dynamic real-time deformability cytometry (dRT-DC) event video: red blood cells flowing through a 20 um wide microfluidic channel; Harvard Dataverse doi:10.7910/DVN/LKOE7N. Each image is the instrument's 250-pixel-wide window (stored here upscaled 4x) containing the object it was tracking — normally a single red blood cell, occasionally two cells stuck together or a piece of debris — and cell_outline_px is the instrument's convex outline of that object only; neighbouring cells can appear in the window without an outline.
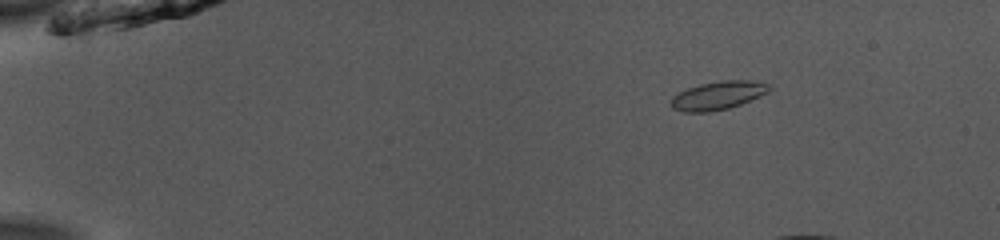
{"species": "common noctule bat (a hibernating species)", "species_latin": "Nyctalus noctula", "temperature_condition": "room temperature", "stored_images_in_passage": 14, "camera_frame_rate_fps": 3000, "um_per_image_px": 0.085, "animal": {"sex": "male", "body_mass_g": 13.0, "forearm_length_mm": 53.1}, "frame": {"image": 1, "passage_image": 3, "time_ms": 0.667, "image_size_px": [1000, 240], "cell_outline_px": [[768, 92], [760, 96], [740, 104], [728, 108], [712, 112], [684, 112], [672, 108], [672, 96], [688, 88], [700, 84], [720, 80], [752, 80], [768, 84]], "centroid_in_image_um": [61.01, 8.11], "position_along_channel_um": 24.0, "area_um2": 16.07}}
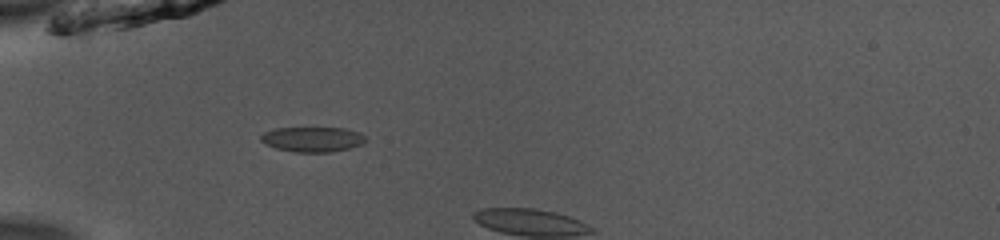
{"frame": {"image": 2, "passage_image": 12, "time_ms": 3.667, "image_size_px": [1000, 240], "cell_outline_px": [[364, 144], [332, 152], [292, 152], [276, 148], [264, 144], [260, 140], [260, 136], [264, 132], [276, 128], [344, 128], [360, 132], [364, 136]], "centroid_in_image_um": [26.54, 11.84], "position_along_channel_um": 58.5, "area_um2": 15.32}}